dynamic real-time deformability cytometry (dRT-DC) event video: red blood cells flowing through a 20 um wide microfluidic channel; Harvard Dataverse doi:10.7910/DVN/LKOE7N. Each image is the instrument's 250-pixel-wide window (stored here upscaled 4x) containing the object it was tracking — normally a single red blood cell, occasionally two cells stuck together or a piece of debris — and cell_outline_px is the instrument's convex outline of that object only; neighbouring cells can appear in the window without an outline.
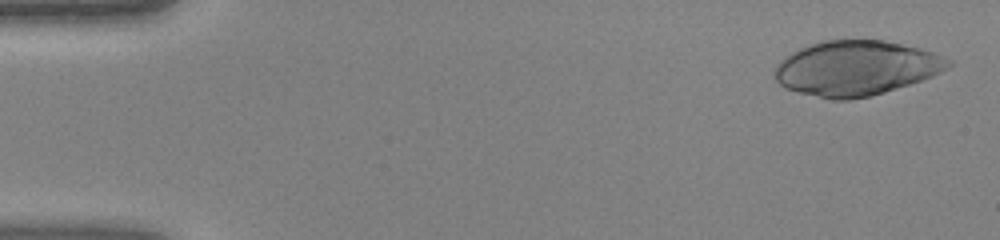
{"species": "human", "species_latin": "Homo sapiens", "temperature_condition": "warm", "stored_images_in_passage": 44, "camera_frame_rate_fps": 3000, "um_per_image_px": 0.085, "donor": {"sex": "female"}, "frame": {"image": 1, "passage_image": 2, "time_ms": 0.333, "image_size_px": [1000, 240], "cell_outline_px": [[952, 64], [948, 68], [932, 76], [884, 92], [868, 96], [848, 100], [832, 100], [784, 88], [772, 76], [780, 60], [784, 56], [800, 48], [820, 40], [884, 40], [920, 48], [932, 52], [952, 60]], "centroid_in_image_um": [72.74, 5.78], "position_along_channel_um": 12.3, "area_um2": 55.31}}
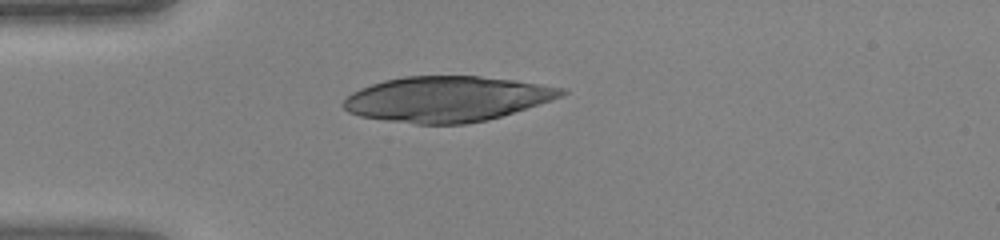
{"frame": {"image": 2, "passage_image": 12, "time_ms": 3.667, "image_size_px": [1000, 240], "cell_outline_px": [[568, 92], [560, 96], [488, 120], [464, 124], [416, 124], [360, 116], [348, 112], [340, 104], [352, 92], [360, 88], [384, 80], [404, 76], [480, 76], [516, 80], [568, 88]], "centroid_in_image_um": [37.95, 8.4], "position_along_channel_um": 47.0, "area_um2": 57.34}}
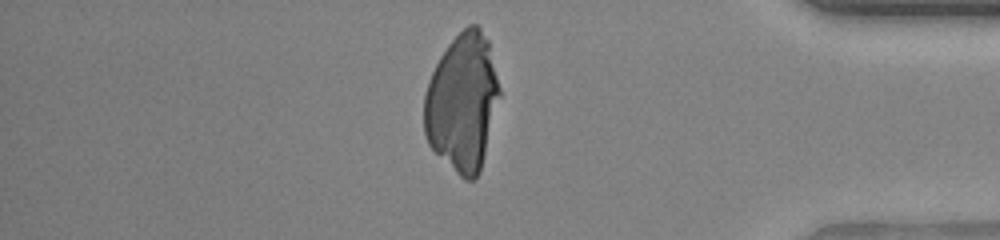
{"frame": {"image": 3, "passage_image": 38, "time_ms": 12.333, "image_size_px": [1000, 240], "cell_outline_px": [[500, 96], [480, 172], [476, 180], [464, 180], [428, 144], [424, 136], [424, 96], [428, 80], [440, 56], [448, 44], [468, 24], [476, 24], [480, 28], [488, 40], [500, 88]], "centroid_in_image_um": [39.3, 8.7], "position_along_channel_um": 395.9, "area_um2": 60.34}}